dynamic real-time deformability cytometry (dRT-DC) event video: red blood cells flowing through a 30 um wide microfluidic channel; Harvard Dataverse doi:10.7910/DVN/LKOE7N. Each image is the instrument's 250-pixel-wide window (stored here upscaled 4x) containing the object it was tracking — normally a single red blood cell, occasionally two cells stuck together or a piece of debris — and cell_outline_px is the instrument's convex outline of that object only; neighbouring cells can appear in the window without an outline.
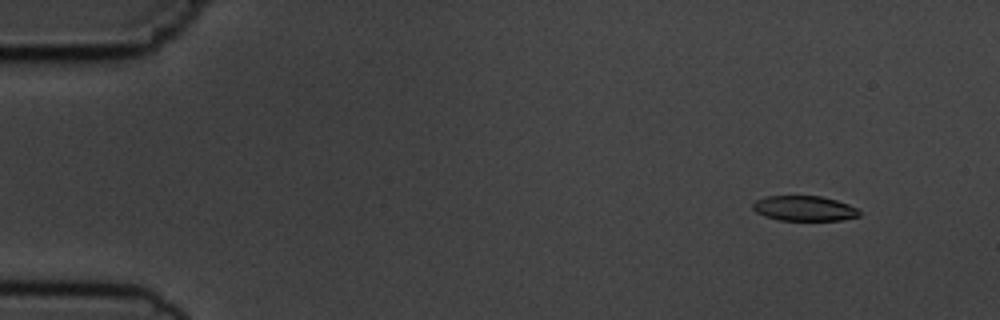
{"species": "common noctule bat (a hibernating species)", "species_latin": "Nyctalus noctula", "temperature_condition": "cold", "stored_images_in_passage": 5, "camera_frame_rate_fps": 3000, "um_per_image_px": 0.085, "animal": {"sex": "male", "body_mass_g": 19.5, "forearm_length_mm": 54.6}, "frame": {"image": 1, "passage_image": 2, "time_ms": 1.333, "image_size_px": [1000, 320], "cell_outline_px": [[860, 216], [840, 220], [780, 220], [764, 216], [756, 212], [752, 208], [752, 204], [756, 200], [764, 196], [820, 196], [836, 200], [848, 204], [856, 208], [860, 212]], "centroid_in_image_um": [68.33, 17.71], "position_along_channel_um": 16.7, "area_um2": 15.55}}
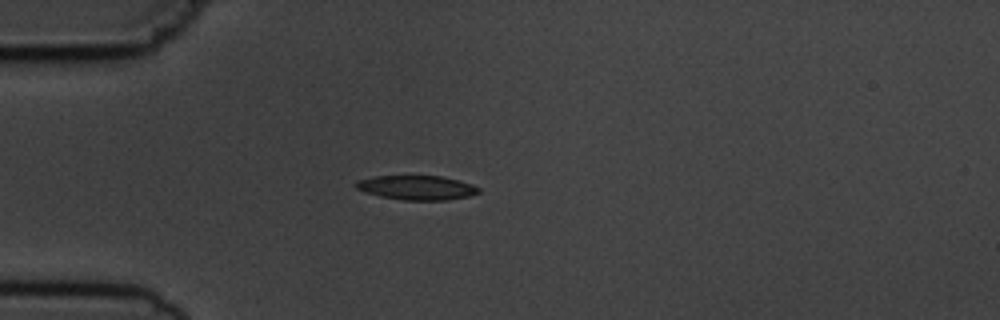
{"frame": {"image": 2, "passage_image": 5, "time_ms": 4.667, "image_size_px": [1000, 320], "cell_outline_px": [[480, 192], [472, 196], [448, 200], [404, 200], [380, 196], [356, 188], [356, 180], [376, 176], [440, 176], [472, 184], [480, 188]], "centroid_in_image_um": [35.47, 15.95], "position_along_channel_um": 49.5, "area_um2": 17.28}}